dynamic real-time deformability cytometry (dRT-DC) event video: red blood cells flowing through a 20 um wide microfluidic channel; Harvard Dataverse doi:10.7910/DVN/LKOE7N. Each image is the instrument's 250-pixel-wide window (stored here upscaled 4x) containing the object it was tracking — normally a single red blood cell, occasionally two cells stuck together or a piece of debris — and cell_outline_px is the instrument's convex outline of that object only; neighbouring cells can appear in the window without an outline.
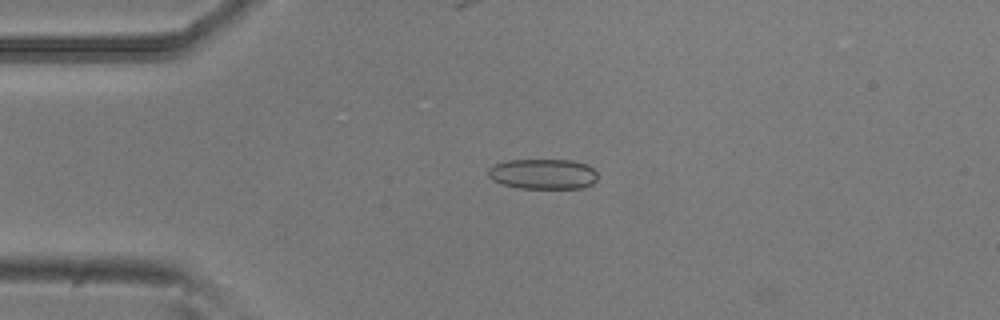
{"species": "common noctule bat (a hibernating species)", "species_latin": "Nyctalus noctula", "temperature_condition": "room temperature", "stored_images_in_passage": 43, "camera_frame_rate_fps": 3000, "um_per_image_px": 0.085, "animal": {"sex": "male", "body_mass_g": 20.5, "forearm_length_mm": 52.5}, "frame": {"image": 1, "passage_image": 2, "time_ms": 0.333, "image_size_px": [1000, 320], "cell_outline_px": [[596, 180], [592, 184], [584, 188], [520, 188], [504, 184], [492, 180], [488, 176], [488, 168], [496, 164], [508, 160], [572, 160], [584, 164], [592, 168], [596, 172]], "centroid_in_image_um": [46.15, 14.79], "position_along_channel_um": 38.8, "area_um2": 19.19}}
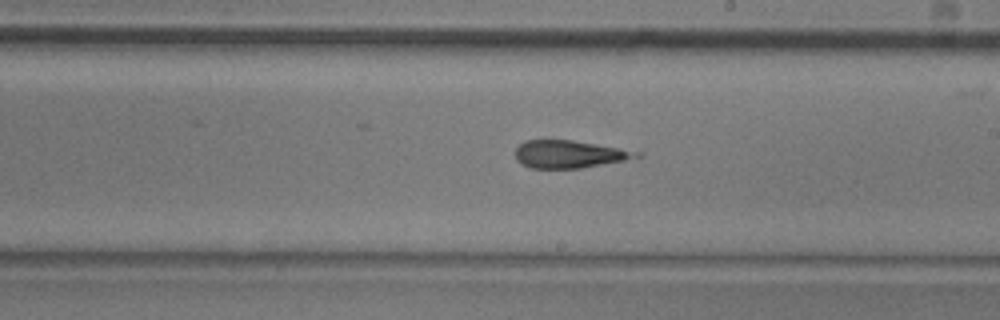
{"frame": {"image": 2, "passage_image": 20, "time_ms": 6.333, "image_size_px": [1000, 320], "cell_outline_px": [[644, 156], [624, 160], [580, 168], [528, 168], [520, 164], [516, 160], [516, 148], [524, 140], [572, 140], [640, 152]], "centroid_in_image_um": [48.33, 13.11], "position_along_channel_um": 240.7, "area_um2": 19.31}}
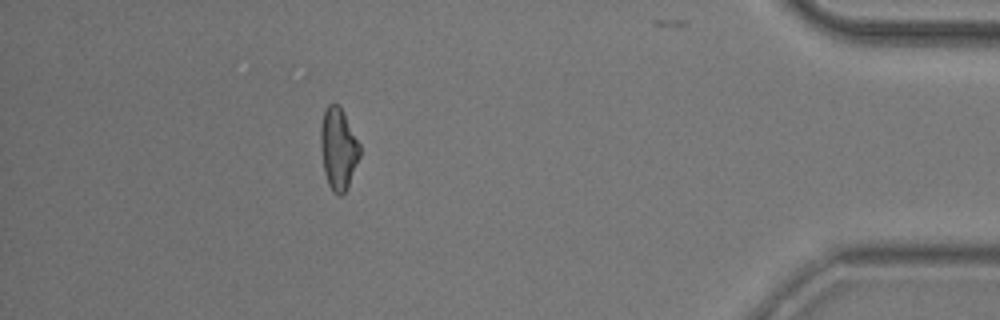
{"frame": {"image": 3, "passage_image": 37, "time_ms": 12.0, "image_size_px": [1000, 320], "cell_outline_px": [[360, 156], [348, 184], [344, 192], [340, 196], [332, 192], [328, 184], [324, 172], [320, 148], [320, 128], [324, 112], [328, 104], [336, 104], [340, 108], [360, 144]], "centroid_in_image_um": [28.73, 12.67], "position_along_channel_um": 406.5, "area_um2": 18.32}, "authors_computed_cell_mechanics": {"area_um2": 19.7676, "velocity_mm_per_s": 3.8103, "shape_relaxation_time_tau1_ms": null, "shape_relaxation_time_tau2_ms": 3.0861, "deformation_change_tau1": null, "deformation_change_tau2": 0.1527}}